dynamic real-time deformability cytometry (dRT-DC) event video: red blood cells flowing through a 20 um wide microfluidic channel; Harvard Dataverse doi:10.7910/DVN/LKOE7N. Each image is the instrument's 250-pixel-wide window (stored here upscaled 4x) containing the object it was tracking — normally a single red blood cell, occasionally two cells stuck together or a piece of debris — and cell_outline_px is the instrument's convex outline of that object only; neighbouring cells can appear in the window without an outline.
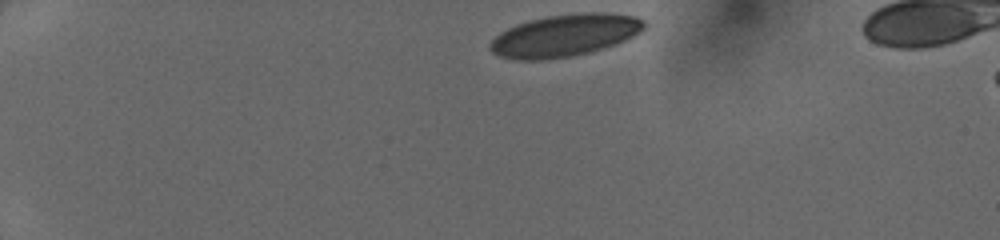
{"species": "human", "species_latin": "Homo sapiens", "temperature_condition": "cold", "stored_images_in_passage": 39, "camera_frame_rate_fps": 3000, "um_per_image_px": 0.085, "donor": {"sex": "female"}, "frame": {"image": 1, "passage_image": 1, "time_ms": 0.0, "image_size_px": [1000, 240], "cell_outline_px": [[648, 28], [616, 44], [592, 52], [572, 56], [544, 60], [516, 60], [500, 56], [492, 52], [488, 48], [488, 44], [500, 32], [516, 24], [528, 20], [548, 16], [580, 12], [608, 12], [636, 16], [644, 20], [648, 24]], "centroid_in_image_um": [48.03, 3.0], "position_along_channel_um": 37.0, "area_um2": 38.38}}
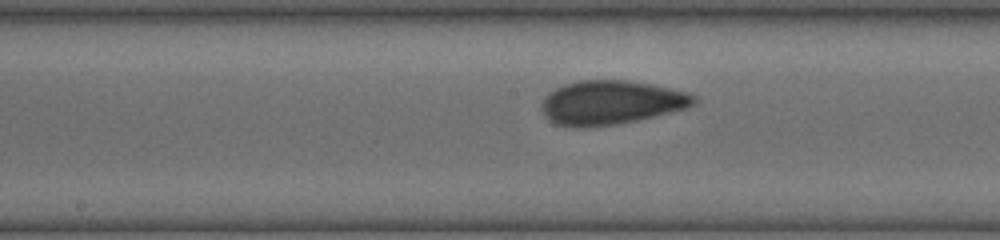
{"frame": {"image": 2, "passage_image": 18, "time_ms": 5.667, "image_size_px": [1000, 240], "cell_outline_px": [[696, 100], [692, 104], [684, 108], [636, 120], [616, 124], [584, 128], [572, 128], [556, 124], [548, 120], [540, 112], [540, 100], [548, 92], [564, 84], [580, 80], [624, 80], [648, 84], [688, 92], [696, 96]], "centroid_in_image_um": [51.8, 8.72], "position_along_channel_um": 196.4, "area_um2": 39.07}}
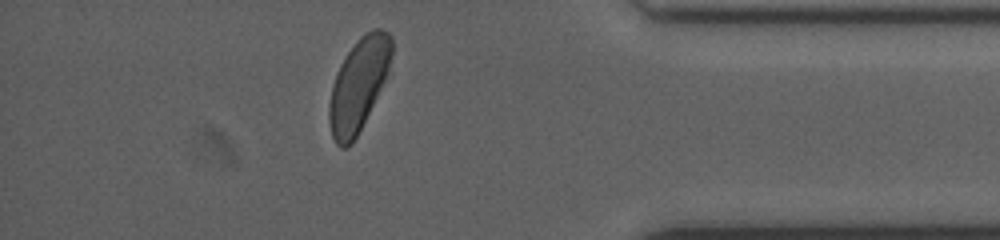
{"frame": {"image": 3, "passage_image": 34, "time_ms": 11.0, "image_size_px": [1000, 240], "cell_outline_px": [[392, 52], [388, 72], [352, 144], [344, 148], [340, 148], [336, 144], [332, 136], [328, 120], [328, 108], [332, 84], [336, 72], [340, 64], [356, 40], [360, 36], [372, 28], [380, 28], [388, 32], [392, 36]], "centroid_in_image_um": [30.45, 7.16], "position_along_channel_um": 404.7, "area_um2": 33.35}}